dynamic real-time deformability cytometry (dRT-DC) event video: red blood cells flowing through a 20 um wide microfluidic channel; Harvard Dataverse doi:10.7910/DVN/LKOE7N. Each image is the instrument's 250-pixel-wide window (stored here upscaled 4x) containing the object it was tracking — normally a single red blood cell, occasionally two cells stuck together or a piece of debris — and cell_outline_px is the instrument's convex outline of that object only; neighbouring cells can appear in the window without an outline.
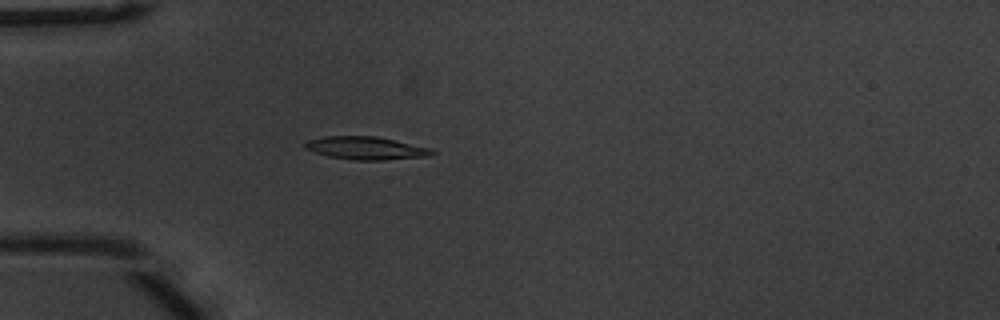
{"species": "common noctule bat (a hibernating species)", "species_latin": "Nyctalus noctula", "temperature_condition": "warm", "stored_images_in_passage": 39, "camera_frame_rate_fps": 3000, "um_per_image_px": 0.085, "animal": {"sex": "male", "body_mass_g": 20.1, "forearm_length_mm": 53.5}, "frame": {"image": 1, "passage_image": 1, "time_ms": 0.0, "image_size_px": [1000, 320], "cell_outline_px": [[436, 152], [432, 156], [384, 160], [352, 160], [328, 156], [304, 148], [304, 144], [308, 140], [324, 136], [376, 136], [432, 148]], "centroid_in_image_um": [31.15, 12.59], "position_along_channel_um": 53.9, "area_um2": 17.05}}
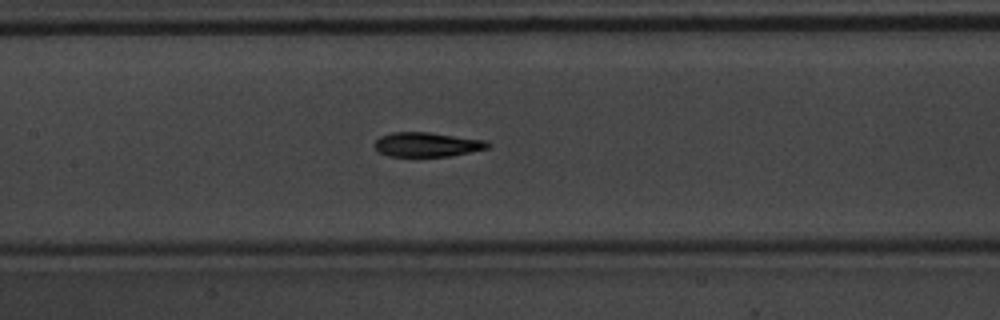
{"frame": {"image": 2, "passage_image": 11, "time_ms": 3.333, "image_size_px": [1000, 320], "cell_outline_px": [[492, 144], [488, 148], [452, 156], [388, 156], [376, 152], [372, 144], [380, 136], [392, 132], [428, 132], [488, 140]], "centroid_in_image_um": [36.28, 12.28], "position_along_channel_um": 171.1, "area_um2": 16.42}}
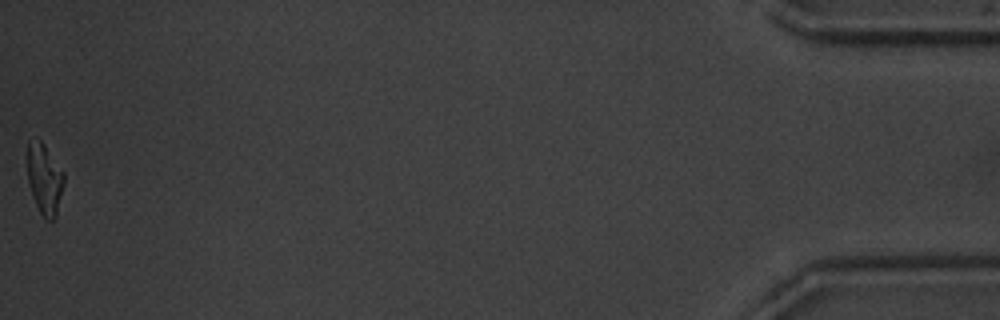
{"frame": {"image": 3, "passage_image": 39, "time_ms": 12.667, "image_size_px": [1000, 320], "cell_outline_px": [[64, 184], [56, 216], [52, 220], [48, 220], [40, 212], [32, 196], [28, 180], [28, 140], [40, 140], [44, 144], [64, 172]], "centroid_in_image_um": [3.8, 15.21], "position_along_channel_um": 431.4, "area_um2": 14.85}, "authors_computed_cell_mechanics": {"area_um2": 16.473, "velocity_mm_per_s": 3.7891, "shape_relaxation_time_tau1_ms": 3.8479, "shape_relaxation_time_tau2_ms": 3.497, "deformation_change_tau1": 0.1691, "deformation_change_tau2": 0.1134}}